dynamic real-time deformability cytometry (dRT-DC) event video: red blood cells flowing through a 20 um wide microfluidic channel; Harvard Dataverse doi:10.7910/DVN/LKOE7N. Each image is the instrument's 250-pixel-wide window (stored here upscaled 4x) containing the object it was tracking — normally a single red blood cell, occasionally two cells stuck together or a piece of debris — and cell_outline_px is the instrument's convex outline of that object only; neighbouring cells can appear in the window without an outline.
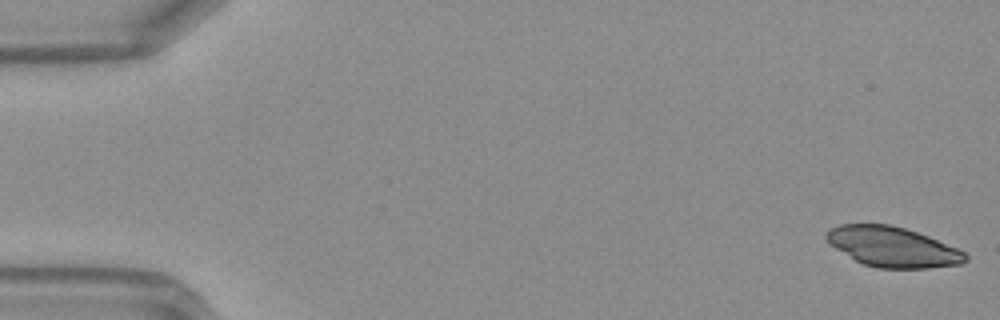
{"species": "Egyptian fruit bat (a non-hibernating species)", "species_latin": "Rousettus aegyptiacus", "temperature_condition": "warm", "stored_images_in_passage": 48, "camera_frame_rate_fps": 3000, "um_per_image_px": 0.085, "frame": {"image": 1, "passage_image": 1, "time_ms": 0.0, "image_size_px": [1000, 320], "cell_outline_px": [[968, 260], [960, 264], [928, 268], [876, 268], [864, 264], [856, 260], [828, 244], [824, 236], [832, 228], [840, 224], [888, 224], [904, 228], [928, 236], [956, 248], [964, 252], [968, 256]], "centroid_in_image_um": [75.86, 20.99], "position_along_channel_um": 9.1, "area_um2": 32.19}}